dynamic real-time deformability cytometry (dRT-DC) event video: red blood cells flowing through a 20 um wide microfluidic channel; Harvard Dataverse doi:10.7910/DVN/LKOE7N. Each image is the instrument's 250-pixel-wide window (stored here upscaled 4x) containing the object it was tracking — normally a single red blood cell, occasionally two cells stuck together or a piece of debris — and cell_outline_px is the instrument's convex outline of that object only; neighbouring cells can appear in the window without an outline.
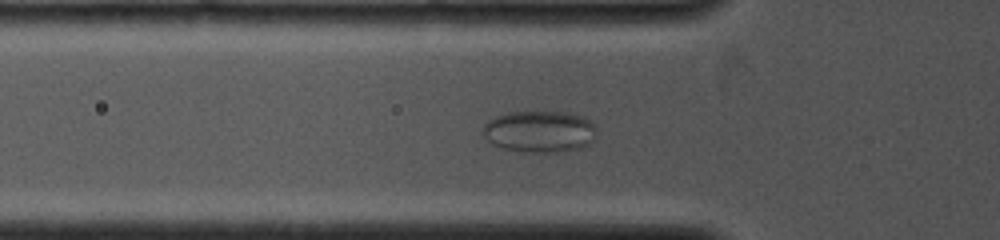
{"species": "common noctule bat (a hibernating species)", "species_latin": "Nyctalus noctula", "temperature_condition": "cold", "stored_images_in_passage": 83, "camera_frame_rate_fps": 4000, "um_per_image_px": 0.085, "animal": {"sex": "female", "body_mass_g": 19.0, "forearm_length_mm": 53.3}, "frame": {"image": 1, "passage_image": 31, "time_ms": 4.75, "image_size_px": [1000, 240], "cell_outline_px": [[596, 140], [580, 148], [560, 152], [524, 152], [504, 148], [492, 144], [480, 132], [484, 124], [488, 120], [496, 116], [508, 112], [564, 112], [584, 116], [592, 120], [596, 128]], "centroid_in_image_um": [45.88, 11.18], "position_along_channel_um": 79.9, "area_um2": 28.03}}
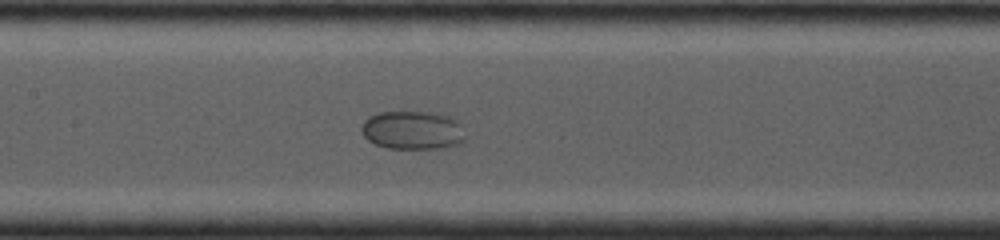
{"frame": {"image": 2, "passage_image": 45, "time_ms": 7.0, "image_size_px": [1000, 240], "cell_outline_px": [[464, 140], [460, 144], [444, 148], [388, 148], [376, 144], [368, 140], [364, 136], [360, 128], [364, 120], [368, 116], [380, 112], [432, 112], [452, 116], [460, 124], [464, 136]], "centroid_in_image_um": [35.07, 11.06], "position_along_channel_um": 172.3, "area_um2": 23.41}}
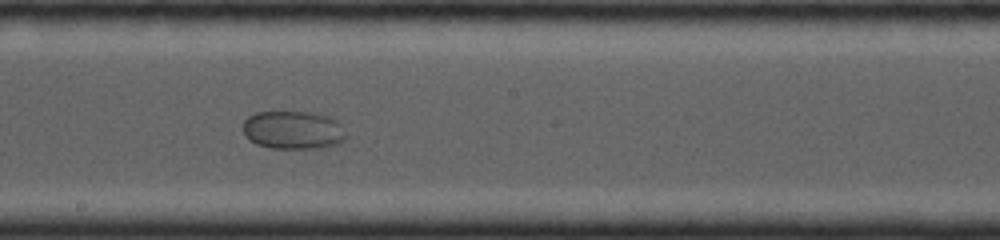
{"frame": {"image": 3, "passage_image": 54, "time_ms": 8.25, "image_size_px": [1000, 240], "cell_outline_px": [[348, 136], [340, 144], [328, 148], [272, 148], [256, 144], [244, 136], [244, 120], [248, 116], [256, 112], [308, 112], [328, 116], [336, 120], [340, 124]], "centroid_in_image_um": [24.95, 11.07], "position_along_channel_um": 223.3, "area_um2": 23.24}}